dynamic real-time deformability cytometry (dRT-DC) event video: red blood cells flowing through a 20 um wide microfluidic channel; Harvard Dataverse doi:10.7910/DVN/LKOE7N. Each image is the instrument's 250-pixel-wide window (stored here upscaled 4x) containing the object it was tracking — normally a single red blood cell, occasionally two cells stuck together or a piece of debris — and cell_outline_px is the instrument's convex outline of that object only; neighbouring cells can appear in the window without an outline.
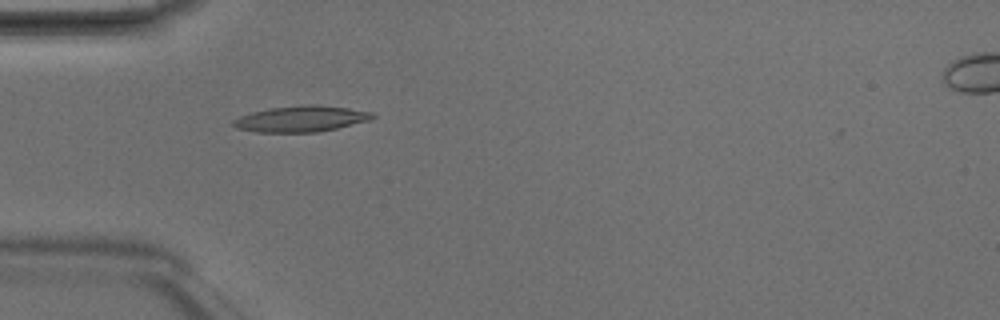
{"species": "Egyptian fruit bat (a non-hibernating species)", "species_latin": "Rousettus aegyptiacus", "temperature_condition": "room temperature", "stored_images_in_passage": 6, "camera_frame_rate_fps": 3000, "um_per_image_px": 0.085, "animal": {"sex": "male"}, "frame": {"image": 1, "passage_image": 5, "time_ms": 1.333, "image_size_px": [1000, 320], "cell_outline_px": [[376, 116], [372, 120], [336, 128], [316, 132], [256, 132], [236, 128], [232, 124], [232, 120], [240, 116], [252, 112], [272, 108], [300, 104], [312, 104], [348, 108], [372, 112]], "centroid_in_image_um": [25.6, 10.1], "position_along_channel_um": 59.4, "area_um2": 21.1}}